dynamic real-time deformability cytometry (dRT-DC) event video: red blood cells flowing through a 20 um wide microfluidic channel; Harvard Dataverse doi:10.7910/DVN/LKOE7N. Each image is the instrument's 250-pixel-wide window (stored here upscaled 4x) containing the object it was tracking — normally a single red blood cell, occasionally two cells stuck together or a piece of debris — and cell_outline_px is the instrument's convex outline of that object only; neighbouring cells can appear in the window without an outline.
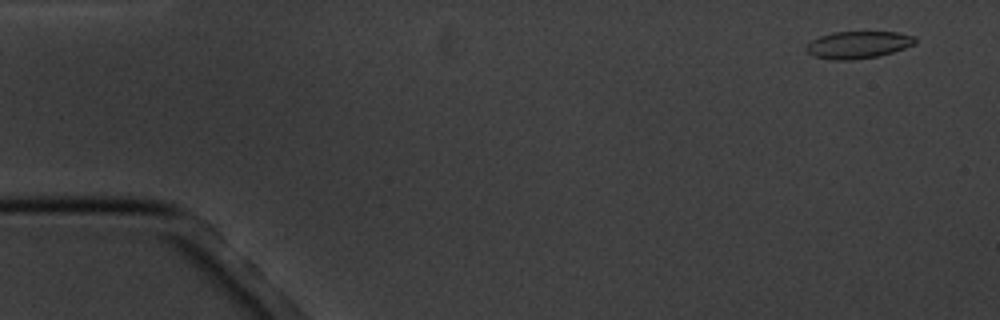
{"species": "common noctule bat (a hibernating species)", "species_latin": "Nyctalus noctula", "temperature_condition": "cold", "stored_images_in_passage": 5, "camera_frame_rate_fps": 3000, "um_per_image_px": 0.085, "animal": {"sex": "male", "body_mass_g": 20.1, "forearm_length_mm": 53.5}, "frame": {"image": 1, "passage_image": 1, "time_ms": 0.0, "image_size_px": [1000, 320], "cell_outline_px": [[916, 44], [880, 56], [852, 60], [836, 60], [812, 56], [804, 48], [812, 40], [820, 36], [832, 32], [896, 32], [916, 36]], "centroid_in_image_um": [72.95, 3.81], "position_along_channel_um": 12.0, "area_um2": 17.34}}
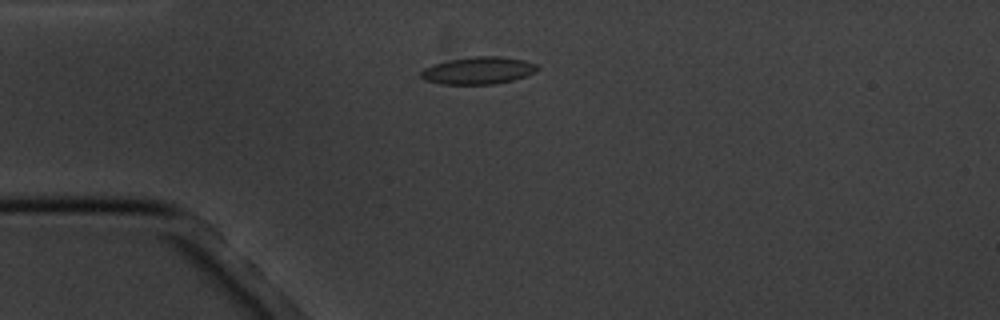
{"frame": {"image": 2, "passage_image": 4, "time_ms": 3.667, "image_size_px": [1000, 320], "cell_outline_px": [[540, 68], [536, 72], [512, 80], [496, 84], [440, 84], [424, 80], [420, 76], [420, 72], [424, 68], [432, 64], [448, 60], [472, 56], [500, 56], [524, 60], [536, 64]], "centroid_in_image_um": [40.63, 5.99], "position_along_channel_um": 44.4, "area_um2": 18.67}}